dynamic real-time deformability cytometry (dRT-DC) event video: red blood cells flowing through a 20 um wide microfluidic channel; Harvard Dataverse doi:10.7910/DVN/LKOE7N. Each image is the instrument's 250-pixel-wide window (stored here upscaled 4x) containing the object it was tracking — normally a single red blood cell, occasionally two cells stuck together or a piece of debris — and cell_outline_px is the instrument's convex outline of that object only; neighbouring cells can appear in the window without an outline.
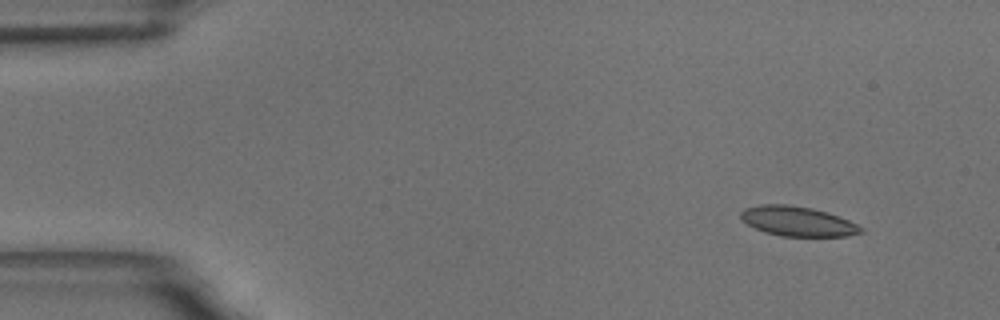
{"species": "common noctule bat (a hibernating species)", "species_latin": "Nyctalus noctula", "temperature_condition": "room temperature", "stored_images_in_passage": 4, "camera_frame_rate_fps": 3000, "um_per_image_px": 0.085, "animal": {"sex": "male", "body_mass_g": 18.8}, "frame": {"image": 1, "passage_image": 1, "time_ms": 0.0, "image_size_px": [1000, 320], "cell_outline_px": [[864, 232], [848, 236], [780, 236], [764, 232], [748, 224], [740, 216], [740, 212], [744, 208], [760, 204], [788, 204], [812, 208], [828, 212], [848, 220], [864, 228]], "centroid_in_image_um": [67.81, 18.8], "position_along_channel_um": 17.2, "area_um2": 20.87}}
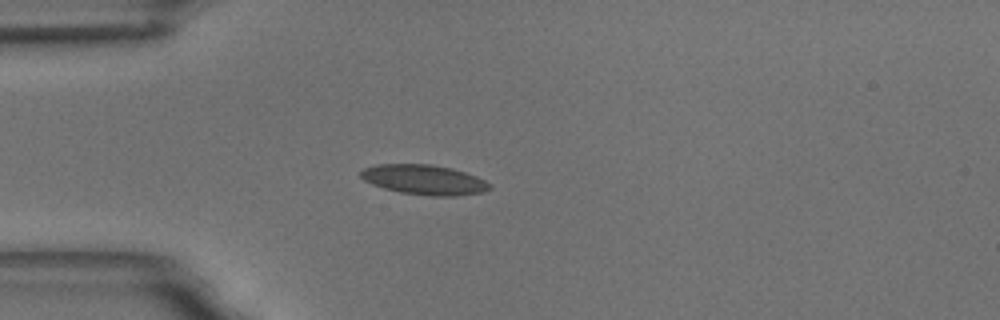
{"frame": {"image": 2, "passage_image": 4, "time_ms": 3.333, "image_size_px": [1000, 320], "cell_outline_px": [[492, 188], [484, 192], [456, 196], [432, 196], [400, 192], [384, 188], [372, 184], [364, 180], [360, 176], [360, 172], [364, 168], [376, 164], [432, 164], [452, 168], [476, 176], [492, 184]], "centroid_in_image_um": [36.07, 15.27], "position_along_channel_um": 48.9, "area_um2": 22.54}}